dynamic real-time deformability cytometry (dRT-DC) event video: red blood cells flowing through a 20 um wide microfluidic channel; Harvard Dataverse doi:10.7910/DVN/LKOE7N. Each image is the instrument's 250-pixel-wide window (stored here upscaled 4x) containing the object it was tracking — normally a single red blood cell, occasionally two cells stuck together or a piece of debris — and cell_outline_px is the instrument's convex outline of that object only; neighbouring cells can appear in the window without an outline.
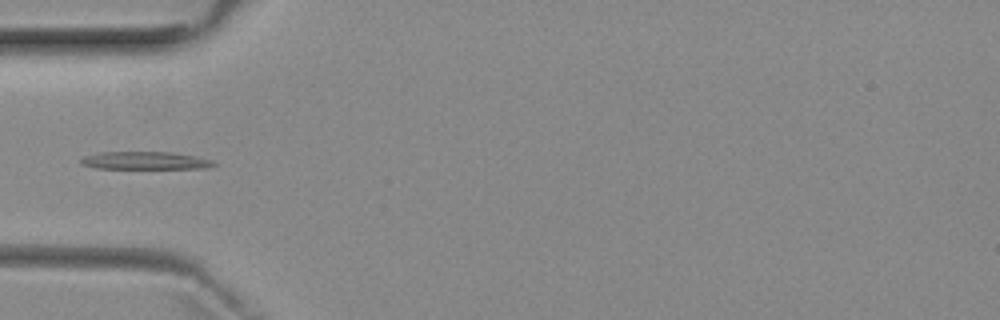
{"species": "common noctule bat (a hibernating species)", "species_latin": "Nyctalus noctula", "temperature_condition": "room temperature", "stored_images_in_passage": 3, "camera_frame_rate_fps": 3000, "um_per_image_px": 0.085, "animal": {"sex": "female", "body_mass_g": 29.2, "forearm_length_mm": 56.3}, "frame": {"image": 1, "passage_image": 3, "time_ms": 3.333, "image_size_px": [1000, 320], "cell_outline_px": [[220, 164], [208, 168], [96, 168], [80, 164], [80, 160], [84, 156], [100, 152], [172, 152], [212, 160]], "centroid_in_image_um": [12.34, 13.65], "position_along_channel_um": 72.7, "area_um2": 13.64}}